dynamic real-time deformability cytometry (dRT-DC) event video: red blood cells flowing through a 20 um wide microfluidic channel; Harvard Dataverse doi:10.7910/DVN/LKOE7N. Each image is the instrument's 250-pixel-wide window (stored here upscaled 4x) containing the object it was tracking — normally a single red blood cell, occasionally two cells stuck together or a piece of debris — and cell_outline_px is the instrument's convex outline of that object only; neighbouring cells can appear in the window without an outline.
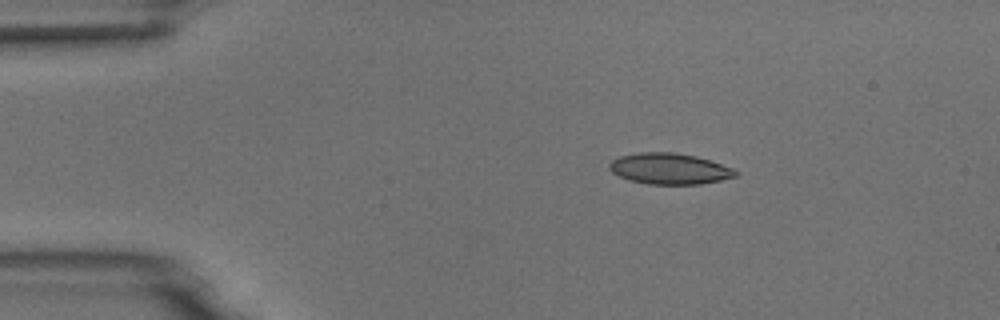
{"species": "common noctule bat (a hibernating species)", "species_latin": "Nyctalus noctula", "temperature_condition": "room temperature", "stored_images_in_passage": 4, "camera_frame_rate_fps": 3000, "um_per_image_px": 0.085, "animal": {"sex": "male", "body_mass_g": 18.8}, "frame": {"image": 1, "passage_image": 2, "time_ms": 0.333, "image_size_px": [1000, 320], "cell_outline_px": [[740, 172], [736, 176], [720, 180], [700, 184], [648, 184], [628, 180], [612, 172], [608, 168], [608, 164], [612, 160], [620, 156], [640, 152], [672, 152], [696, 156], [732, 168]], "centroid_in_image_um": [56.88, 14.34], "position_along_channel_um": 28.1, "area_um2": 22.72}}
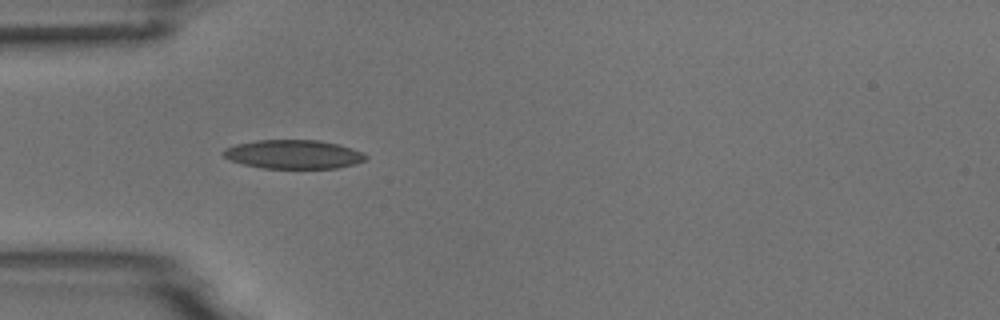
{"frame": {"image": 2, "passage_image": 4, "time_ms": 1.0, "image_size_px": [1000, 320], "cell_outline_px": [[368, 156], [364, 160], [356, 164], [336, 168], [264, 168], [244, 164], [232, 160], [224, 156], [220, 152], [224, 148], [236, 144], [256, 140], [320, 140], [352, 148], [364, 152]], "centroid_in_image_um": [24.95, 13.11], "position_along_channel_um": 60.0, "area_um2": 23.93}}